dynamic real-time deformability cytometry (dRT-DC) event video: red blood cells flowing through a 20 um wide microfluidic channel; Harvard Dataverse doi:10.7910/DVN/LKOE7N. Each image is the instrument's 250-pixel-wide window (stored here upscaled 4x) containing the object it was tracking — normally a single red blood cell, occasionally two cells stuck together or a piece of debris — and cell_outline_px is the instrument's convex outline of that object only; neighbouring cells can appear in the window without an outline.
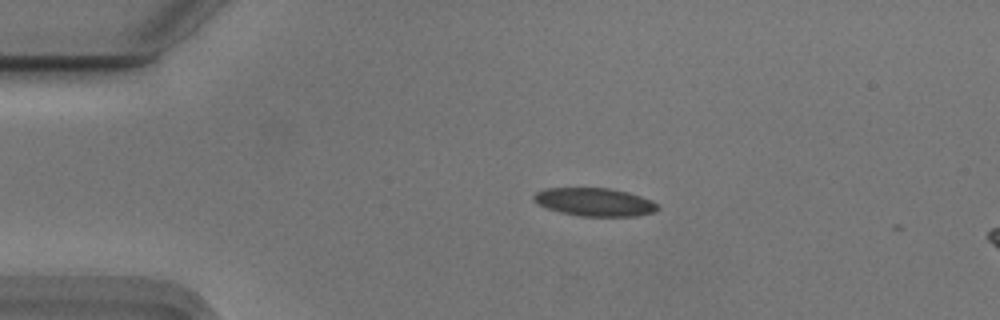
{"species": "Egyptian fruit bat (a non-hibernating species)", "species_latin": "Rousettus aegyptiacus", "temperature_condition": "cold", "stored_images_in_passage": 16, "camera_frame_rate_fps": 3000, "um_per_image_px": 0.085, "animal": {"sex": "male"}, "frame": {"image": 1, "passage_image": 11, "time_ms": 3.333, "image_size_px": [1000, 320], "cell_outline_px": [[660, 208], [656, 212], [636, 216], [576, 216], [560, 212], [548, 208], [532, 200], [532, 196], [536, 192], [548, 188], [608, 188], [628, 192], [652, 200]], "centroid_in_image_um": [50.56, 17.18], "position_along_channel_um": 34.4, "area_um2": 20.35}}